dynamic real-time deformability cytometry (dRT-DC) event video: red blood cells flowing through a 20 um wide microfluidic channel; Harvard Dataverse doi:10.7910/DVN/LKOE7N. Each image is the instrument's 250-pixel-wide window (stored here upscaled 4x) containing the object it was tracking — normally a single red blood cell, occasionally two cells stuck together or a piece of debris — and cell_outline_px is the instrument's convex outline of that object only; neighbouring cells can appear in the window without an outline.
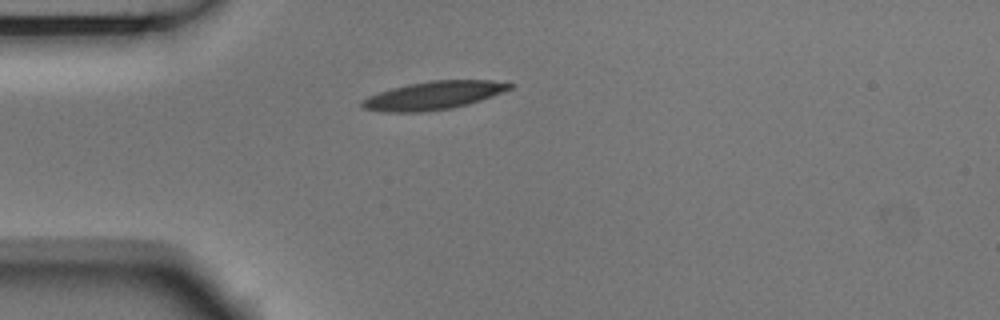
{"species": "Egyptian fruit bat (a non-hibernating species)", "species_latin": "Rousettus aegyptiacus", "temperature_condition": "room temperature", "stored_images_in_passage": 1, "camera_frame_rate_fps": 3000, "um_per_image_px": 0.085, "animal": {"sex": "male"}, "frame": {"image": 1, "passage_image": 1, "time_ms": 0.0, "image_size_px": [1000, 320], "cell_outline_px": [[516, 84], [512, 88], [492, 96], [468, 104], [452, 108], [424, 112], [384, 112], [364, 108], [360, 104], [360, 100], [368, 96], [392, 88], [408, 84], [432, 80], [492, 80]], "centroid_in_image_um": [36.85, 8.11], "position_along_channel_um": 48.1, "area_um2": 24.28}}